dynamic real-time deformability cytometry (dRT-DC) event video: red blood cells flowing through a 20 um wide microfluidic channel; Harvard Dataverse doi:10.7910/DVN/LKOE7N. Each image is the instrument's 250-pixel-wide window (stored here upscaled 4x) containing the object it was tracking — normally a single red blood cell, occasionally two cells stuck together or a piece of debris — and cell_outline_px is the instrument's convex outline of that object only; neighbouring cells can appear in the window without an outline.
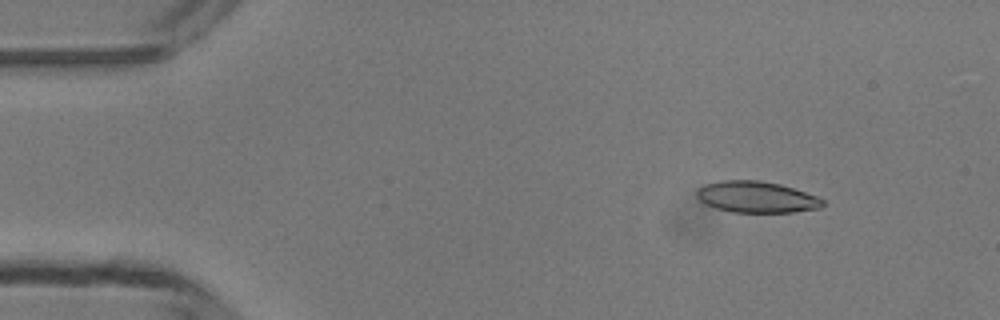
{"species": "common noctule bat (a hibernating species)", "species_latin": "Nyctalus noctula", "temperature_condition": "room temperature", "stored_images_in_passage": 44, "camera_frame_rate_fps": 3000, "um_per_image_px": 0.085, "animal": {"sex": "male", "body_mass_g": 13.3}, "frame": {"image": 1, "passage_image": 1, "time_ms": 0.0, "image_size_px": [1000, 320], "cell_outline_px": [[824, 204], [820, 208], [792, 212], [732, 212], [716, 208], [704, 204], [696, 196], [696, 192], [704, 184], [720, 180], [760, 180], [780, 184], [816, 196], [824, 200]], "centroid_in_image_um": [64.27, 16.74], "position_along_channel_um": 20.7, "area_um2": 22.95}}
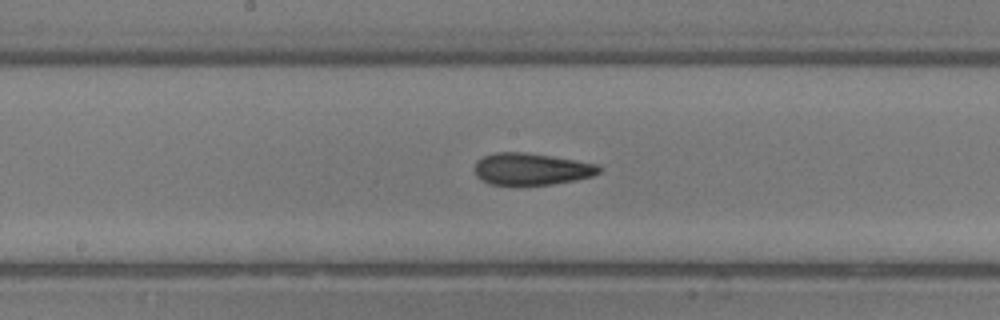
{"frame": {"image": 2, "passage_image": 20, "time_ms": 6.333, "image_size_px": [1000, 320], "cell_outline_px": [[600, 172], [592, 176], [576, 180], [552, 184], [492, 184], [480, 180], [476, 176], [476, 164], [484, 156], [496, 152], [524, 152], [576, 160], [600, 164]], "centroid_in_image_um": [45.21, 14.36], "position_along_channel_um": 203.0, "area_um2": 22.83}}
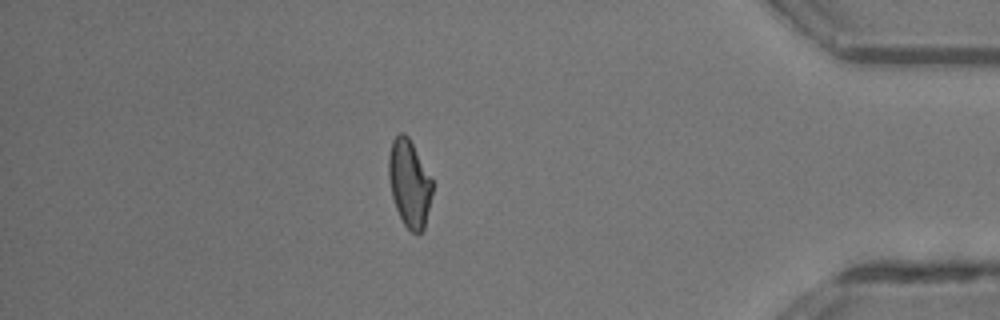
{"frame": {"image": 3, "passage_image": 37, "time_ms": 12.0, "image_size_px": [1000, 320], "cell_outline_px": [[432, 192], [424, 228], [420, 236], [416, 236], [404, 224], [396, 208], [392, 196], [388, 176], [388, 156], [392, 140], [400, 132], [404, 132], [408, 136], [432, 180]], "centroid_in_image_um": [34.78, 15.6], "position_along_channel_um": 400.4, "area_um2": 22.08}, "authors_computed_cell_mechanics": {"area_um2": 23.0911, "velocity_mm_per_s": 4.2217, "shape_relaxation_time_tau1_ms": null, "shape_relaxation_time_tau2_ms": 2.2137, "deformation_change_tau1": null, "deformation_change_tau2": 0.1026}}